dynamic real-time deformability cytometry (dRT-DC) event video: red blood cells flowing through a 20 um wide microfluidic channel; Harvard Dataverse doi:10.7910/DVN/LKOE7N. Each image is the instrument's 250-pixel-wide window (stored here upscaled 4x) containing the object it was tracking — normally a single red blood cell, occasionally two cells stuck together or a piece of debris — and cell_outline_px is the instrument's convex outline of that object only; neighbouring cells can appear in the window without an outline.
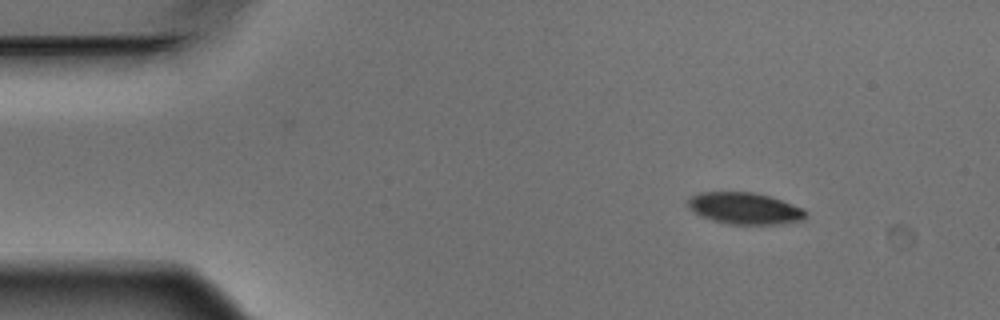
{"species": "Egyptian fruit bat (a non-hibernating species)", "species_latin": "Rousettus aegyptiacus", "temperature_condition": "warm", "stored_images_in_passage": 4, "camera_frame_rate_fps": 3000, "um_per_image_px": 0.085, "animal": {"sex": "male"}, "frame": {"image": 1, "passage_image": 1, "time_ms": 0.0, "image_size_px": [1000, 320], "cell_outline_px": [[808, 216], [800, 220], [776, 224], [732, 224], [712, 220], [696, 212], [688, 204], [688, 200], [692, 196], [700, 192], [752, 192], [772, 196], [804, 208], [808, 212]], "centroid_in_image_um": [63.38, 17.7], "position_along_channel_um": 21.6, "area_um2": 21.5}}